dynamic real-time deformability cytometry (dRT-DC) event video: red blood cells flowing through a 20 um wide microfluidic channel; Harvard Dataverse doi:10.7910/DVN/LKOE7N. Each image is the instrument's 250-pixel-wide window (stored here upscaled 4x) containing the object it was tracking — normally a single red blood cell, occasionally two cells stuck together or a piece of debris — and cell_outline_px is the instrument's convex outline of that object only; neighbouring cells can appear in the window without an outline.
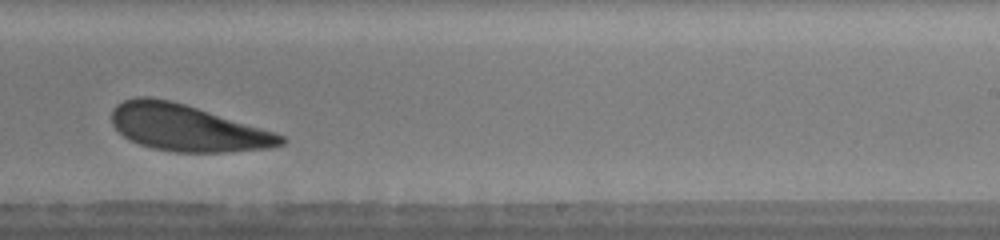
{"species": "human", "species_latin": "Homo sapiens", "temperature_condition": "warm", "stored_images_in_passage": 15, "camera_frame_rate_fps": 3000, "um_per_image_px": 0.085, "donor": {"sex": "male"}, "frame": {"image": 1, "passage_image": 12, "time_ms": 6.333, "image_size_px": [1000, 240], "cell_outline_px": [[288, 140], [284, 144], [272, 148], [224, 152], [172, 152], [152, 148], [140, 144], [124, 136], [112, 124], [112, 108], [116, 104], [124, 100], [136, 96], [148, 96], [168, 100], [184, 104], [260, 128], [284, 136]], "centroid_in_image_um": [15.88, 10.88], "position_along_channel_um": 273.1, "area_um2": 45.37}}